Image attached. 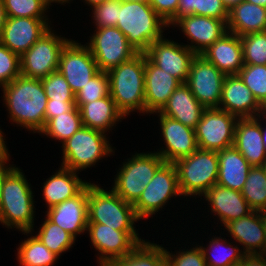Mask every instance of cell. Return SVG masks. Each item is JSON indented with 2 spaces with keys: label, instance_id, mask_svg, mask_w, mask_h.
<instances>
[{
  "label": "cell",
  "instance_id": "obj_30",
  "mask_svg": "<svg viewBox=\"0 0 266 266\" xmlns=\"http://www.w3.org/2000/svg\"><path fill=\"white\" fill-rule=\"evenodd\" d=\"M76 173V171L62 167L44 182L43 196L48 209L76 196L88 184L79 179Z\"/></svg>",
  "mask_w": 266,
  "mask_h": 266
},
{
  "label": "cell",
  "instance_id": "obj_20",
  "mask_svg": "<svg viewBox=\"0 0 266 266\" xmlns=\"http://www.w3.org/2000/svg\"><path fill=\"white\" fill-rule=\"evenodd\" d=\"M159 116L162 135L167 148L160 150L158 154L165 162L175 163L198 149L195 129L160 113Z\"/></svg>",
  "mask_w": 266,
  "mask_h": 266
},
{
  "label": "cell",
  "instance_id": "obj_58",
  "mask_svg": "<svg viewBox=\"0 0 266 266\" xmlns=\"http://www.w3.org/2000/svg\"><path fill=\"white\" fill-rule=\"evenodd\" d=\"M45 3L48 5V8H49V5H51L52 2H59V3H64V2H69L70 0H44Z\"/></svg>",
  "mask_w": 266,
  "mask_h": 266
},
{
  "label": "cell",
  "instance_id": "obj_59",
  "mask_svg": "<svg viewBox=\"0 0 266 266\" xmlns=\"http://www.w3.org/2000/svg\"><path fill=\"white\" fill-rule=\"evenodd\" d=\"M261 215H262L263 225H264V229H265V233H266V210L261 211Z\"/></svg>",
  "mask_w": 266,
  "mask_h": 266
},
{
  "label": "cell",
  "instance_id": "obj_29",
  "mask_svg": "<svg viewBox=\"0 0 266 266\" xmlns=\"http://www.w3.org/2000/svg\"><path fill=\"white\" fill-rule=\"evenodd\" d=\"M227 30L239 37L266 31V8L242 1L229 10Z\"/></svg>",
  "mask_w": 266,
  "mask_h": 266
},
{
  "label": "cell",
  "instance_id": "obj_47",
  "mask_svg": "<svg viewBox=\"0 0 266 266\" xmlns=\"http://www.w3.org/2000/svg\"><path fill=\"white\" fill-rule=\"evenodd\" d=\"M148 3L155 12L169 25L177 21L179 0H149Z\"/></svg>",
  "mask_w": 266,
  "mask_h": 266
},
{
  "label": "cell",
  "instance_id": "obj_22",
  "mask_svg": "<svg viewBox=\"0 0 266 266\" xmlns=\"http://www.w3.org/2000/svg\"><path fill=\"white\" fill-rule=\"evenodd\" d=\"M258 118H238L233 146L252 167L266 164V150L262 142L261 124Z\"/></svg>",
  "mask_w": 266,
  "mask_h": 266
},
{
  "label": "cell",
  "instance_id": "obj_26",
  "mask_svg": "<svg viewBox=\"0 0 266 266\" xmlns=\"http://www.w3.org/2000/svg\"><path fill=\"white\" fill-rule=\"evenodd\" d=\"M203 195L211 204V211L218 215L224 226L253 211L241 192L221 185L212 186Z\"/></svg>",
  "mask_w": 266,
  "mask_h": 266
},
{
  "label": "cell",
  "instance_id": "obj_5",
  "mask_svg": "<svg viewBox=\"0 0 266 266\" xmlns=\"http://www.w3.org/2000/svg\"><path fill=\"white\" fill-rule=\"evenodd\" d=\"M178 185L183 196L203 195L217 184L219 174L218 153L214 150L197 149L174 163Z\"/></svg>",
  "mask_w": 266,
  "mask_h": 266
},
{
  "label": "cell",
  "instance_id": "obj_1",
  "mask_svg": "<svg viewBox=\"0 0 266 266\" xmlns=\"http://www.w3.org/2000/svg\"><path fill=\"white\" fill-rule=\"evenodd\" d=\"M2 88L10 120L39 133L45 126L48 101L41 79L20 74Z\"/></svg>",
  "mask_w": 266,
  "mask_h": 266
},
{
  "label": "cell",
  "instance_id": "obj_48",
  "mask_svg": "<svg viewBox=\"0 0 266 266\" xmlns=\"http://www.w3.org/2000/svg\"><path fill=\"white\" fill-rule=\"evenodd\" d=\"M76 107L75 101H54L48 99L45 111V124L57 115L72 111Z\"/></svg>",
  "mask_w": 266,
  "mask_h": 266
},
{
  "label": "cell",
  "instance_id": "obj_52",
  "mask_svg": "<svg viewBox=\"0 0 266 266\" xmlns=\"http://www.w3.org/2000/svg\"><path fill=\"white\" fill-rule=\"evenodd\" d=\"M6 20H7L6 10L3 4V0H0V38L2 36Z\"/></svg>",
  "mask_w": 266,
  "mask_h": 266
},
{
  "label": "cell",
  "instance_id": "obj_39",
  "mask_svg": "<svg viewBox=\"0 0 266 266\" xmlns=\"http://www.w3.org/2000/svg\"><path fill=\"white\" fill-rule=\"evenodd\" d=\"M240 39L243 63L266 65V31L245 34Z\"/></svg>",
  "mask_w": 266,
  "mask_h": 266
},
{
  "label": "cell",
  "instance_id": "obj_37",
  "mask_svg": "<svg viewBox=\"0 0 266 266\" xmlns=\"http://www.w3.org/2000/svg\"><path fill=\"white\" fill-rule=\"evenodd\" d=\"M216 238L211 239L212 241H210L208 249L204 248L203 246L202 247L199 246L202 250L203 257L207 263V266H233L239 264V262L242 260L244 256V253L238 250L239 248L237 246L232 247L231 243L228 242L227 244L229 247L227 245L224 247L223 245L226 244V240H224L225 242H223L221 238L218 237ZM219 247L224 249L222 250L223 253L218 250L220 249ZM211 249L214 254H212V252H210L209 254L208 251ZM214 249H216L218 255L214 252Z\"/></svg>",
  "mask_w": 266,
  "mask_h": 266
},
{
  "label": "cell",
  "instance_id": "obj_18",
  "mask_svg": "<svg viewBox=\"0 0 266 266\" xmlns=\"http://www.w3.org/2000/svg\"><path fill=\"white\" fill-rule=\"evenodd\" d=\"M218 109L227 111L237 118L264 117V108L238 74L226 75Z\"/></svg>",
  "mask_w": 266,
  "mask_h": 266
},
{
  "label": "cell",
  "instance_id": "obj_46",
  "mask_svg": "<svg viewBox=\"0 0 266 266\" xmlns=\"http://www.w3.org/2000/svg\"><path fill=\"white\" fill-rule=\"evenodd\" d=\"M196 15L220 19L227 24L229 11L222 0H197Z\"/></svg>",
  "mask_w": 266,
  "mask_h": 266
},
{
  "label": "cell",
  "instance_id": "obj_32",
  "mask_svg": "<svg viewBox=\"0 0 266 266\" xmlns=\"http://www.w3.org/2000/svg\"><path fill=\"white\" fill-rule=\"evenodd\" d=\"M105 266H167L165 249L144 241L127 256L114 259Z\"/></svg>",
  "mask_w": 266,
  "mask_h": 266
},
{
  "label": "cell",
  "instance_id": "obj_57",
  "mask_svg": "<svg viewBox=\"0 0 266 266\" xmlns=\"http://www.w3.org/2000/svg\"><path fill=\"white\" fill-rule=\"evenodd\" d=\"M261 134H262V142H263L264 148L266 150V130L264 128H262V125H261Z\"/></svg>",
  "mask_w": 266,
  "mask_h": 266
},
{
  "label": "cell",
  "instance_id": "obj_45",
  "mask_svg": "<svg viewBox=\"0 0 266 266\" xmlns=\"http://www.w3.org/2000/svg\"><path fill=\"white\" fill-rule=\"evenodd\" d=\"M167 266H207L200 247H195L189 251L179 252L178 255H171L165 250Z\"/></svg>",
  "mask_w": 266,
  "mask_h": 266
},
{
  "label": "cell",
  "instance_id": "obj_13",
  "mask_svg": "<svg viewBox=\"0 0 266 266\" xmlns=\"http://www.w3.org/2000/svg\"><path fill=\"white\" fill-rule=\"evenodd\" d=\"M225 77L215 65L196 55L185 84L205 109L218 108Z\"/></svg>",
  "mask_w": 266,
  "mask_h": 266
},
{
  "label": "cell",
  "instance_id": "obj_16",
  "mask_svg": "<svg viewBox=\"0 0 266 266\" xmlns=\"http://www.w3.org/2000/svg\"><path fill=\"white\" fill-rule=\"evenodd\" d=\"M146 57L166 73L185 83L196 53L186 45L168 39L154 41L145 52Z\"/></svg>",
  "mask_w": 266,
  "mask_h": 266
},
{
  "label": "cell",
  "instance_id": "obj_12",
  "mask_svg": "<svg viewBox=\"0 0 266 266\" xmlns=\"http://www.w3.org/2000/svg\"><path fill=\"white\" fill-rule=\"evenodd\" d=\"M237 119L218 108L205 109L195 128L198 148L220 151L233 146Z\"/></svg>",
  "mask_w": 266,
  "mask_h": 266
},
{
  "label": "cell",
  "instance_id": "obj_21",
  "mask_svg": "<svg viewBox=\"0 0 266 266\" xmlns=\"http://www.w3.org/2000/svg\"><path fill=\"white\" fill-rule=\"evenodd\" d=\"M173 25H179L182 32L195 45H186L197 55H201L216 40H219L227 30V24L212 17L187 15L179 18Z\"/></svg>",
  "mask_w": 266,
  "mask_h": 266
},
{
  "label": "cell",
  "instance_id": "obj_44",
  "mask_svg": "<svg viewBox=\"0 0 266 266\" xmlns=\"http://www.w3.org/2000/svg\"><path fill=\"white\" fill-rule=\"evenodd\" d=\"M20 75V57L0 42V86Z\"/></svg>",
  "mask_w": 266,
  "mask_h": 266
},
{
  "label": "cell",
  "instance_id": "obj_2",
  "mask_svg": "<svg viewBox=\"0 0 266 266\" xmlns=\"http://www.w3.org/2000/svg\"><path fill=\"white\" fill-rule=\"evenodd\" d=\"M110 96L125 116L131 111L145 110V53H138L108 72Z\"/></svg>",
  "mask_w": 266,
  "mask_h": 266
},
{
  "label": "cell",
  "instance_id": "obj_24",
  "mask_svg": "<svg viewBox=\"0 0 266 266\" xmlns=\"http://www.w3.org/2000/svg\"><path fill=\"white\" fill-rule=\"evenodd\" d=\"M224 227L234 240L245 246L244 254L266 253V233L260 211H252L247 216L230 221Z\"/></svg>",
  "mask_w": 266,
  "mask_h": 266
},
{
  "label": "cell",
  "instance_id": "obj_54",
  "mask_svg": "<svg viewBox=\"0 0 266 266\" xmlns=\"http://www.w3.org/2000/svg\"><path fill=\"white\" fill-rule=\"evenodd\" d=\"M4 140L2 131L0 130V156L4 155L8 151Z\"/></svg>",
  "mask_w": 266,
  "mask_h": 266
},
{
  "label": "cell",
  "instance_id": "obj_31",
  "mask_svg": "<svg viewBox=\"0 0 266 266\" xmlns=\"http://www.w3.org/2000/svg\"><path fill=\"white\" fill-rule=\"evenodd\" d=\"M82 125L103 133L107 132L124 115L117 109L111 96L85 103L80 108ZM107 130V131H106Z\"/></svg>",
  "mask_w": 266,
  "mask_h": 266
},
{
  "label": "cell",
  "instance_id": "obj_36",
  "mask_svg": "<svg viewBox=\"0 0 266 266\" xmlns=\"http://www.w3.org/2000/svg\"><path fill=\"white\" fill-rule=\"evenodd\" d=\"M51 252L60 256L76 240L70 233L51 222L47 217L37 235H35Z\"/></svg>",
  "mask_w": 266,
  "mask_h": 266
},
{
  "label": "cell",
  "instance_id": "obj_38",
  "mask_svg": "<svg viewBox=\"0 0 266 266\" xmlns=\"http://www.w3.org/2000/svg\"><path fill=\"white\" fill-rule=\"evenodd\" d=\"M238 75L250 89L258 103L266 107V65L244 64Z\"/></svg>",
  "mask_w": 266,
  "mask_h": 266
},
{
  "label": "cell",
  "instance_id": "obj_33",
  "mask_svg": "<svg viewBox=\"0 0 266 266\" xmlns=\"http://www.w3.org/2000/svg\"><path fill=\"white\" fill-rule=\"evenodd\" d=\"M241 193L253 211L266 210V170L264 166L250 169Z\"/></svg>",
  "mask_w": 266,
  "mask_h": 266
},
{
  "label": "cell",
  "instance_id": "obj_19",
  "mask_svg": "<svg viewBox=\"0 0 266 266\" xmlns=\"http://www.w3.org/2000/svg\"><path fill=\"white\" fill-rule=\"evenodd\" d=\"M89 183L74 197L69 198L47 211V218L75 239L87 230Z\"/></svg>",
  "mask_w": 266,
  "mask_h": 266
},
{
  "label": "cell",
  "instance_id": "obj_23",
  "mask_svg": "<svg viewBox=\"0 0 266 266\" xmlns=\"http://www.w3.org/2000/svg\"><path fill=\"white\" fill-rule=\"evenodd\" d=\"M181 83L154 65L145 55V110L159 112Z\"/></svg>",
  "mask_w": 266,
  "mask_h": 266
},
{
  "label": "cell",
  "instance_id": "obj_4",
  "mask_svg": "<svg viewBox=\"0 0 266 266\" xmlns=\"http://www.w3.org/2000/svg\"><path fill=\"white\" fill-rule=\"evenodd\" d=\"M24 174L14 167L5 177L0 201V222L30 233L34 223V202ZM12 225V226H11Z\"/></svg>",
  "mask_w": 266,
  "mask_h": 266
},
{
  "label": "cell",
  "instance_id": "obj_28",
  "mask_svg": "<svg viewBox=\"0 0 266 266\" xmlns=\"http://www.w3.org/2000/svg\"><path fill=\"white\" fill-rule=\"evenodd\" d=\"M217 153L219 160L217 185L241 192L252 166L234 146L224 148Z\"/></svg>",
  "mask_w": 266,
  "mask_h": 266
},
{
  "label": "cell",
  "instance_id": "obj_11",
  "mask_svg": "<svg viewBox=\"0 0 266 266\" xmlns=\"http://www.w3.org/2000/svg\"><path fill=\"white\" fill-rule=\"evenodd\" d=\"M174 195H182L177 170L174 163L165 162L133 204L136 216L142 219L155 214Z\"/></svg>",
  "mask_w": 266,
  "mask_h": 266
},
{
  "label": "cell",
  "instance_id": "obj_51",
  "mask_svg": "<svg viewBox=\"0 0 266 266\" xmlns=\"http://www.w3.org/2000/svg\"><path fill=\"white\" fill-rule=\"evenodd\" d=\"M9 156L10 155H9L8 151L4 155L0 156V201H1L2 186H3V182L5 180V177L14 168L13 166H10V167L4 166L7 164L6 162L9 160L8 159Z\"/></svg>",
  "mask_w": 266,
  "mask_h": 266
},
{
  "label": "cell",
  "instance_id": "obj_34",
  "mask_svg": "<svg viewBox=\"0 0 266 266\" xmlns=\"http://www.w3.org/2000/svg\"><path fill=\"white\" fill-rule=\"evenodd\" d=\"M82 126L81 113L76 106L72 111L62 113L50 119L40 133H44L64 143Z\"/></svg>",
  "mask_w": 266,
  "mask_h": 266
},
{
  "label": "cell",
  "instance_id": "obj_61",
  "mask_svg": "<svg viewBox=\"0 0 266 266\" xmlns=\"http://www.w3.org/2000/svg\"><path fill=\"white\" fill-rule=\"evenodd\" d=\"M264 115H265V117H266V107L264 108Z\"/></svg>",
  "mask_w": 266,
  "mask_h": 266
},
{
  "label": "cell",
  "instance_id": "obj_50",
  "mask_svg": "<svg viewBox=\"0 0 266 266\" xmlns=\"http://www.w3.org/2000/svg\"><path fill=\"white\" fill-rule=\"evenodd\" d=\"M239 266H266V253L244 254Z\"/></svg>",
  "mask_w": 266,
  "mask_h": 266
},
{
  "label": "cell",
  "instance_id": "obj_25",
  "mask_svg": "<svg viewBox=\"0 0 266 266\" xmlns=\"http://www.w3.org/2000/svg\"><path fill=\"white\" fill-rule=\"evenodd\" d=\"M201 56L225 75L238 74L244 66L241 39L230 32L216 40Z\"/></svg>",
  "mask_w": 266,
  "mask_h": 266
},
{
  "label": "cell",
  "instance_id": "obj_53",
  "mask_svg": "<svg viewBox=\"0 0 266 266\" xmlns=\"http://www.w3.org/2000/svg\"><path fill=\"white\" fill-rule=\"evenodd\" d=\"M244 0H222L224 6L227 8V10H231L234 6L238 5Z\"/></svg>",
  "mask_w": 266,
  "mask_h": 266
},
{
  "label": "cell",
  "instance_id": "obj_41",
  "mask_svg": "<svg viewBox=\"0 0 266 266\" xmlns=\"http://www.w3.org/2000/svg\"><path fill=\"white\" fill-rule=\"evenodd\" d=\"M3 4L7 17L46 18L48 9L44 0H3Z\"/></svg>",
  "mask_w": 266,
  "mask_h": 266
},
{
  "label": "cell",
  "instance_id": "obj_15",
  "mask_svg": "<svg viewBox=\"0 0 266 266\" xmlns=\"http://www.w3.org/2000/svg\"><path fill=\"white\" fill-rule=\"evenodd\" d=\"M58 71L76 94L99 69L89 48L71 40L61 51Z\"/></svg>",
  "mask_w": 266,
  "mask_h": 266
},
{
  "label": "cell",
  "instance_id": "obj_8",
  "mask_svg": "<svg viewBox=\"0 0 266 266\" xmlns=\"http://www.w3.org/2000/svg\"><path fill=\"white\" fill-rule=\"evenodd\" d=\"M105 133L82 126L63 146V162L61 167L79 171L86 169L113 152Z\"/></svg>",
  "mask_w": 266,
  "mask_h": 266
},
{
  "label": "cell",
  "instance_id": "obj_14",
  "mask_svg": "<svg viewBox=\"0 0 266 266\" xmlns=\"http://www.w3.org/2000/svg\"><path fill=\"white\" fill-rule=\"evenodd\" d=\"M87 231L93 246L101 254L98 258L101 266L127 256L144 242L137 236L136 230H114L100 223H88Z\"/></svg>",
  "mask_w": 266,
  "mask_h": 266
},
{
  "label": "cell",
  "instance_id": "obj_40",
  "mask_svg": "<svg viewBox=\"0 0 266 266\" xmlns=\"http://www.w3.org/2000/svg\"><path fill=\"white\" fill-rule=\"evenodd\" d=\"M109 95L108 74L105 71H99L75 94V104L80 108L85 103L93 102Z\"/></svg>",
  "mask_w": 266,
  "mask_h": 266
},
{
  "label": "cell",
  "instance_id": "obj_49",
  "mask_svg": "<svg viewBox=\"0 0 266 266\" xmlns=\"http://www.w3.org/2000/svg\"><path fill=\"white\" fill-rule=\"evenodd\" d=\"M197 0H179L177 20L187 15H196Z\"/></svg>",
  "mask_w": 266,
  "mask_h": 266
},
{
  "label": "cell",
  "instance_id": "obj_35",
  "mask_svg": "<svg viewBox=\"0 0 266 266\" xmlns=\"http://www.w3.org/2000/svg\"><path fill=\"white\" fill-rule=\"evenodd\" d=\"M58 257L36 236L24 240L18 248V260L22 266H51Z\"/></svg>",
  "mask_w": 266,
  "mask_h": 266
},
{
  "label": "cell",
  "instance_id": "obj_3",
  "mask_svg": "<svg viewBox=\"0 0 266 266\" xmlns=\"http://www.w3.org/2000/svg\"><path fill=\"white\" fill-rule=\"evenodd\" d=\"M166 26L148 2L121 0L116 27L138 53H145L154 41L161 39L162 27Z\"/></svg>",
  "mask_w": 266,
  "mask_h": 266
},
{
  "label": "cell",
  "instance_id": "obj_6",
  "mask_svg": "<svg viewBox=\"0 0 266 266\" xmlns=\"http://www.w3.org/2000/svg\"><path fill=\"white\" fill-rule=\"evenodd\" d=\"M137 220L133 204L113 190L108 192L89 183L88 223H100L114 230H136L133 224Z\"/></svg>",
  "mask_w": 266,
  "mask_h": 266
},
{
  "label": "cell",
  "instance_id": "obj_27",
  "mask_svg": "<svg viewBox=\"0 0 266 266\" xmlns=\"http://www.w3.org/2000/svg\"><path fill=\"white\" fill-rule=\"evenodd\" d=\"M204 110L205 108L194 97L189 87L182 83L175 89L167 103L158 113L195 129Z\"/></svg>",
  "mask_w": 266,
  "mask_h": 266
},
{
  "label": "cell",
  "instance_id": "obj_56",
  "mask_svg": "<svg viewBox=\"0 0 266 266\" xmlns=\"http://www.w3.org/2000/svg\"><path fill=\"white\" fill-rule=\"evenodd\" d=\"M86 3H88L89 5H91V7L99 4V3H103L105 2L106 0H85Z\"/></svg>",
  "mask_w": 266,
  "mask_h": 266
},
{
  "label": "cell",
  "instance_id": "obj_43",
  "mask_svg": "<svg viewBox=\"0 0 266 266\" xmlns=\"http://www.w3.org/2000/svg\"><path fill=\"white\" fill-rule=\"evenodd\" d=\"M121 0H106L93 6L96 29L103 27H116Z\"/></svg>",
  "mask_w": 266,
  "mask_h": 266
},
{
  "label": "cell",
  "instance_id": "obj_60",
  "mask_svg": "<svg viewBox=\"0 0 266 266\" xmlns=\"http://www.w3.org/2000/svg\"><path fill=\"white\" fill-rule=\"evenodd\" d=\"M128 1L148 2L149 0H128Z\"/></svg>",
  "mask_w": 266,
  "mask_h": 266
},
{
  "label": "cell",
  "instance_id": "obj_10",
  "mask_svg": "<svg viewBox=\"0 0 266 266\" xmlns=\"http://www.w3.org/2000/svg\"><path fill=\"white\" fill-rule=\"evenodd\" d=\"M90 38V43L86 46L94 57L99 71L108 72L138 54L117 27L97 29L96 34Z\"/></svg>",
  "mask_w": 266,
  "mask_h": 266
},
{
  "label": "cell",
  "instance_id": "obj_55",
  "mask_svg": "<svg viewBox=\"0 0 266 266\" xmlns=\"http://www.w3.org/2000/svg\"><path fill=\"white\" fill-rule=\"evenodd\" d=\"M245 1L266 8V0H245Z\"/></svg>",
  "mask_w": 266,
  "mask_h": 266
},
{
  "label": "cell",
  "instance_id": "obj_17",
  "mask_svg": "<svg viewBox=\"0 0 266 266\" xmlns=\"http://www.w3.org/2000/svg\"><path fill=\"white\" fill-rule=\"evenodd\" d=\"M45 18L7 17L0 42L21 57L50 26Z\"/></svg>",
  "mask_w": 266,
  "mask_h": 266
},
{
  "label": "cell",
  "instance_id": "obj_9",
  "mask_svg": "<svg viewBox=\"0 0 266 266\" xmlns=\"http://www.w3.org/2000/svg\"><path fill=\"white\" fill-rule=\"evenodd\" d=\"M69 41L55 36L50 28L20 57V74L42 79L58 71L61 51Z\"/></svg>",
  "mask_w": 266,
  "mask_h": 266
},
{
  "label": "cell",
  "instance_id": "obj_42",
  "mask_svg": "<svg viewBox=\"0 0 266 266\" xmlns=\"http://www.w3.org/2000/svg\"><path fill=\"white\" fill-rule=\"evenodd\" d=\"M41 82L48 99L58 102L75 101L74 92L59 71L50 73L47 77L42 78Z\"/></svg>",
  "mask_w": 266,
  "mask_h": 266
},
{
  "label": "cell",
  "instance_id": "obj_7",
  "mask_svg": "<svg viewBox=\"0 0 266 266\" xmlns=\"http://www.w3.org/2000/svg\"><path fill=\"white\" fill-rule=\"evenodd\" d=\"M120 168L112 190L124 201L134 204L156 171L165 163L157 153H136Z\"/></svg>",
  "mask_w": 266,
  "mask_h": 266
}]
</instances>
